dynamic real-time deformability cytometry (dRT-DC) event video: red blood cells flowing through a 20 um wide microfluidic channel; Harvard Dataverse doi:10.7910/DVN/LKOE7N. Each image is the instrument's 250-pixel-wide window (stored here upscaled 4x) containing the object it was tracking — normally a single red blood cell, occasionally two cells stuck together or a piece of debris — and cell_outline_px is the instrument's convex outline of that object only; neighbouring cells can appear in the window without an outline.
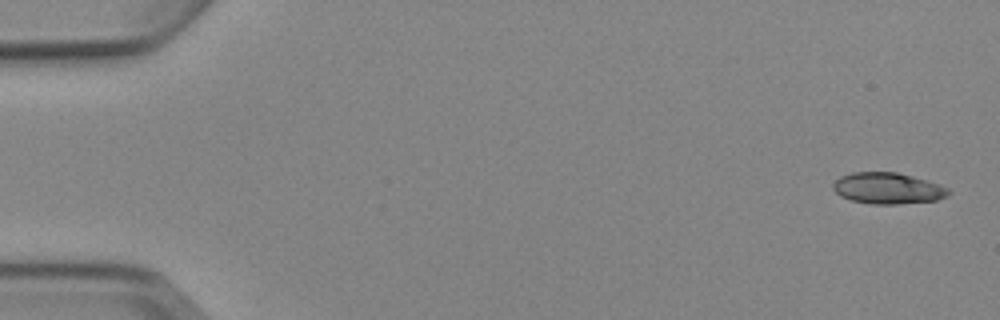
{"species": "Egyptian fruit bat (a non-hibernating species)", "species_latin": "Rousettus aegyptiacus", "temperature_condition": "cold", "stored_images_in_passage": 5, "camera_frame_rate_fps": 3000, "um_per_image_px": 0.085, "animal": {"sex": "female"}, "frame": {"image": 1, "passage_image": 1, "time_ms": 0.0, "image_size_px": [1000, 320], "cell_outline_px": [[952, 192], [948, 196], [936, 200], [896, 204], [872, 204], [852, 200], [840, 196], [832, 188], [832, 184], [840, 176], [852, 172], [896, 172], [928, 180], [940, 184], [948, 188]], "centroid_in_image_um": [75.47, 16.0], "position_along_channel_um": 9.5, "area_um2": 21.1}}
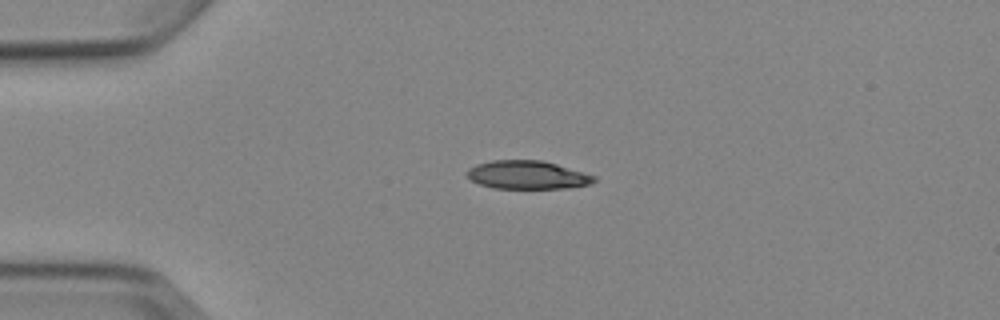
{"frame": {"image": 2, "passage_image": 4, "time_ms": 3.667, "image_size_px": [1000, 320], "cell_outline_px": [[596, 180], [592, 184], [568, 188], [492, 188], [480, 184], [472, 180], [464, 172], [468, 168], [476, 164], [492, 160], [540, 160], [556, 164], [596, 176]], "centroid_in_image_um": [44.81, 14.87], "position_along_channel_um": 40.2, "area_um2": 20.98}}